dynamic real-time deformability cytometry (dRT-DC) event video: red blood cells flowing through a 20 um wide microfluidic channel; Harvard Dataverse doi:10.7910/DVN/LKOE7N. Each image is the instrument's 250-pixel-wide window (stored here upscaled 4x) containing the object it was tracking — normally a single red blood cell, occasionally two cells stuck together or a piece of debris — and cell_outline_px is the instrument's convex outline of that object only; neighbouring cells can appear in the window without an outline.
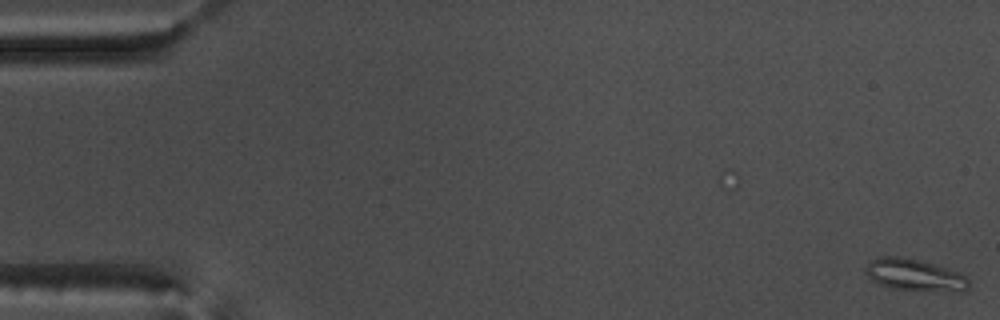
{"species": "common noctule bat (a hibernating species)", "species_latin": "Nyctalus noctula", "temperature_condition": "warm", "stored_images_in_passage": 5, "camera_frame_rate_fps": 3000, "um_per_image_px": 0.085, "animal": {"sex": "male", "body_mass_g": 17.5, "forearm_length_mm": 52.3}, "frame": {"image": 1, "passage_image": 5, "time_ms": 1.333, "image_size_px": [1000, 320], "cell_outline_px": [[968, 288], [964, 292], [960, 292], [892, 288], [880, 284], [872, 280], [864, 272], [864, 268], [872, 260], [880, 256], [900, 256], [936, 264], [960, 272], [968, 280]], "centroid_in_image_um": [77.75, 23.36], "position_along_channel_um": 7.2, "area_um2": 19.13}}